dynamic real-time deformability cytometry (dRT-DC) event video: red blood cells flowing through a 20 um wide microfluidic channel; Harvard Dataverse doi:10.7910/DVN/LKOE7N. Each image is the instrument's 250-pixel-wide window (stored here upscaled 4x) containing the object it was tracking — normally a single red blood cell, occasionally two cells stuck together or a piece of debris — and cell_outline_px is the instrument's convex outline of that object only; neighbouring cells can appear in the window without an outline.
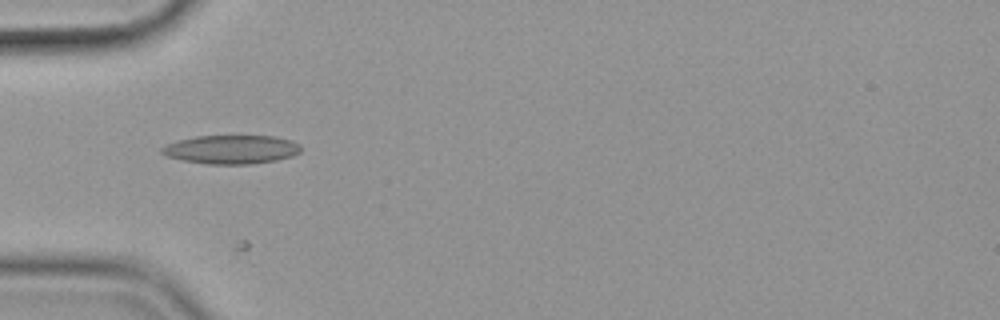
{"species": "common noctule bat (a hibernating species)", "species_latin": "Nyctalus noctula", "temperature_condition": "cold", "stored_images_in_passage": 10, "camera_frame_rate_fps": 3000, "um_per_image_px": 0.085, "animal": {"sex": "female", "body_mass_g": 19.9}, "frame": {"image": 1, "passage_image": 2, "time_ms": 0.333, "image_size_px": [1000, 320], "cell_outline_px": [[300, 152], [292, 156], [276, 160], [252, 164], [208, 164], [184, 160], [168, 156], [160, 152], [160, 148], [168, 144], [180, 140], [196, 136], [276, 136], [292, 140], [300, 144]], "centroid_in_image_um": [19.7, 12.7], "position_along_channel_um": 65.3, "area_um2": 23.18}}